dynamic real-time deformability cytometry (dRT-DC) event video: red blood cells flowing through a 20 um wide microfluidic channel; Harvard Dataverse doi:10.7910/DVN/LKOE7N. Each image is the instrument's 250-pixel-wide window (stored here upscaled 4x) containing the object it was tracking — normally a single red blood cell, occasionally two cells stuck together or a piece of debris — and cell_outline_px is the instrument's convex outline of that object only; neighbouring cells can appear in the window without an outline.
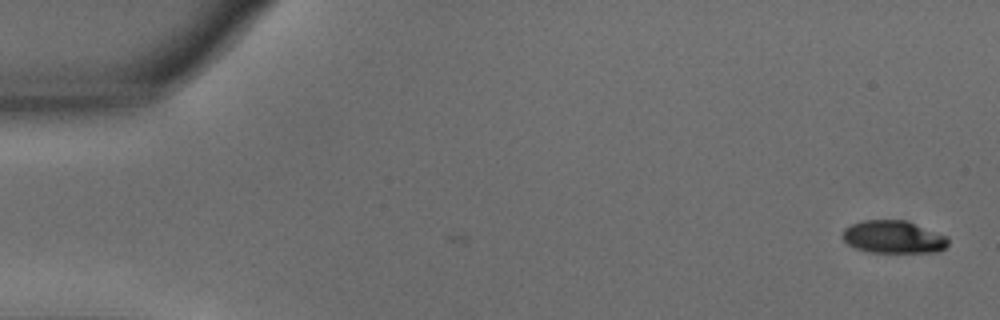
{"species": "common noctule bat (a hibernating species)", "species_latin": "Nyctalus noctula", "temperature_condition": "warm", "stored_images_in_passage": 4, "camera_frame_rate_fps": 3000, "um_per_image_px": 0.085, "animal": {"sex": "male", "body_mass_g": 15.6}, "frame": {"image": 1, "passage_image": 1, "time_ms": 0.0, "image_size_px": [1000, 320], "cell_outline_px": [[948, 244], [940, 252], [868, 252], [856, 248], [848, 244], [840, 236], [844, 228], [852, 224], [864, 220], [908, 220], [948, 236]], "centroid_in_image_um": [75.95, 20.14], "position_along_channel_um": 9.0, "area_um2": 20.35}}